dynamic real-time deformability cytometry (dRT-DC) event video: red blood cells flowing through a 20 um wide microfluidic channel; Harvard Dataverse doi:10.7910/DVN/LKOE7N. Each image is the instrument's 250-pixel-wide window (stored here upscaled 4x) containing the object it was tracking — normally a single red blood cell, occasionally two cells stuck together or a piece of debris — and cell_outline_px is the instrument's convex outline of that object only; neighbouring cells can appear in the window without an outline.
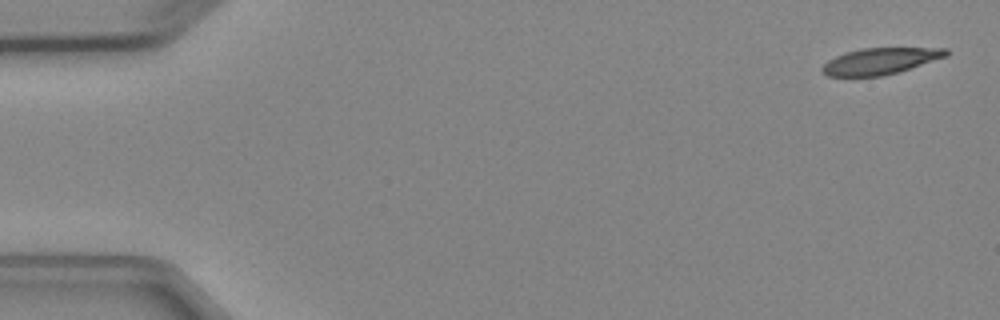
{"species": "Egyptian fruit bat (a non-hibernating species)", "species_latin": "Rousettus aegyptiacus", "temperature_condition": "cold", "stored_images_in_passage": 5, "camera_frame_rate_fps": 3000, "um_per_image_px": 0.085, "animal": {"sex": "female"}, "frame": {"image": 1, "passage_image": 1, "time_ms": 0.0, "image_size_px": [1000, 320], "cell_outline_px": [[948, 56], [896, 72], [880, 76], [828, 76], [820, 68], [828, 60], [844, 52], [860, 48], [948, 48]], "centroid_in_image_um": [74.8, 5.18], "position_along_channel_um": 10.2, "area_um2": 18.84}}
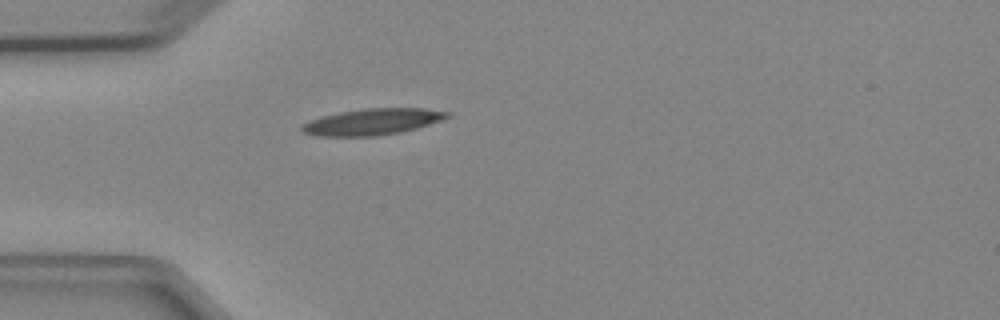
{"frame": {"image": 2, "passage_image": 5, "time_ms": 4.333, "image_size_px": [1000, 320], "cell_outline_px": [[452, 116], [416, 128], [400, 132], [380, 136], [316, 136], [300, 132], [300, 124], [308, 120], [340, 112], [364, 108], [424, 108], [448, 112]], "centroid_in_image_um": [31.59, 10.36], "position_along_channel_um": 53.4, "area_um2": 22.37}}